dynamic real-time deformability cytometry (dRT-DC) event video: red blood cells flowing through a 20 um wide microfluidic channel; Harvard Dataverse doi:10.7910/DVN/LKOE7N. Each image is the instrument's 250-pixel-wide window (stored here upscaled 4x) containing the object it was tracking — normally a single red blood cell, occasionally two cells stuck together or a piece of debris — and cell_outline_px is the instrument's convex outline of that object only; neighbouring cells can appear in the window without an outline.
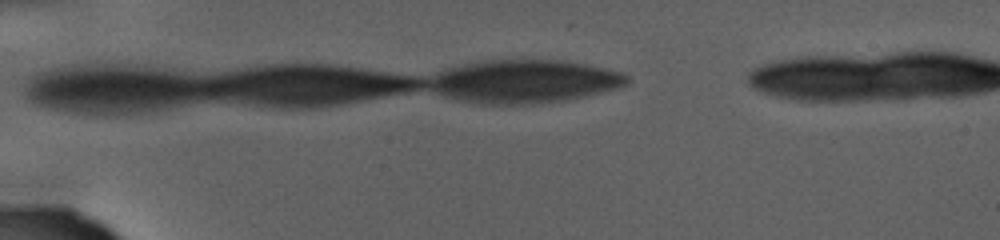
{"species": "human", "species_latin": "Homo sapiens", "temperature_condition": "warm", "stored_images_in_passage": 8, "camera_frame_rate_fps": 3000, "um_per_image_px": 0.085, "donor": {"sex": "female"}, "frame": {"image": 1, "passage_image": 1, "time_ms": 0.0, "image_size_px": [1000, 240], "cell_outline_px": [[616, 80], [604, 84], [552, 92], [488, 92], [452, 88], [444, 84], [444, 80], [448, 76], [464, 72], [484, 68], [520, 64], [528, 64], [572, 68], [612, 76]], "centroid_in_image_um": [44.69, 6.72], "position_along_channel_um": 40.3, "area_um2": 25.26}}
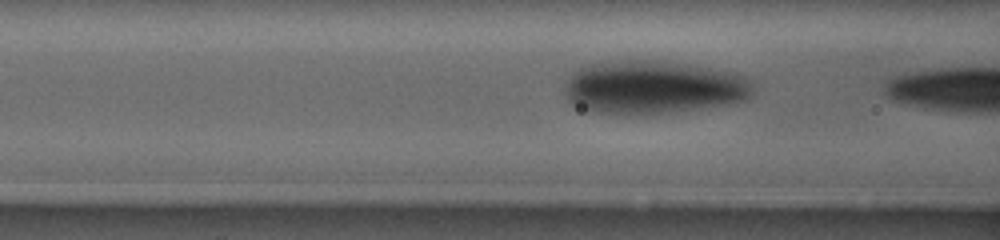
{"frame": {"image": 2, "passage_image": 6, "time_ms": 1.667, "image_size_px": [1000, 240], "cell_outline_px": [[728, 92], [720, 96], [648, 100], [596, 96], [584, 92], [580, 88], [580, 84], [584, 80], [596, 76], [676, 76], [700, 80], [720, 84], [728, 88]], "centroid_in_image_um": [55.33, 7.44], "position_along_channel_um": 111.3, "area_um2": 20.58}}